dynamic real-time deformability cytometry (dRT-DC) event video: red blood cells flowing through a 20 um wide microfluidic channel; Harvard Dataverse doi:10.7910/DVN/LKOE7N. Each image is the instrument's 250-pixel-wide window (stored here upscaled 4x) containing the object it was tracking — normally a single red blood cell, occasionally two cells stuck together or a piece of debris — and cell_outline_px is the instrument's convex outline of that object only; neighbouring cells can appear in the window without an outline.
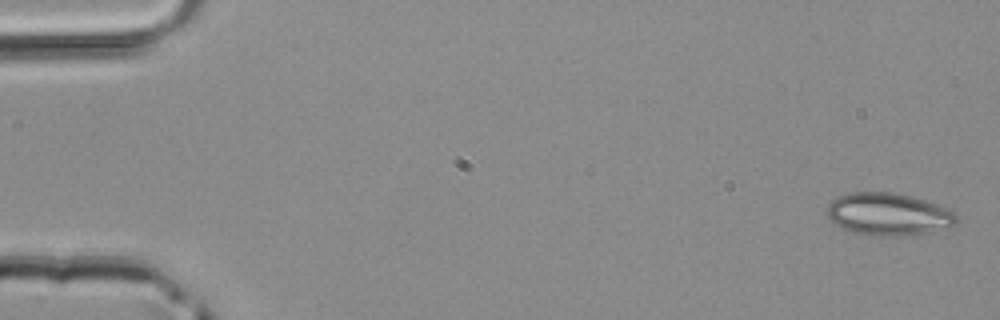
{"species": "common noctule bat (a hibernating species)", "species_latin": "Nyctalus noctula", "temperature_condition": "room temperature", "stored_images_in_passage": 7, "camera_frame_rate_fps": 3000, "um_per_image_px": 0.085, "animal": {"sex": "male", "body_mass_g": 20.4}, "frame": {"image": 1, "passage_image": 1, "time_ms": 0.0, "image_size_px": [1000, 320], "cell_outline_px": [[956, 224], [916, 236], [868, 236], [852, 232], [840, 228], [828, 220], [828, 204], [836, 196], [848, 192], [892, 192], [912, 196], [940, 204], [956, 212]], "centroid_in_image_um": [75.5, 18.22], "position_along_channel_um": 9.5, "area_um2": 32.77}}
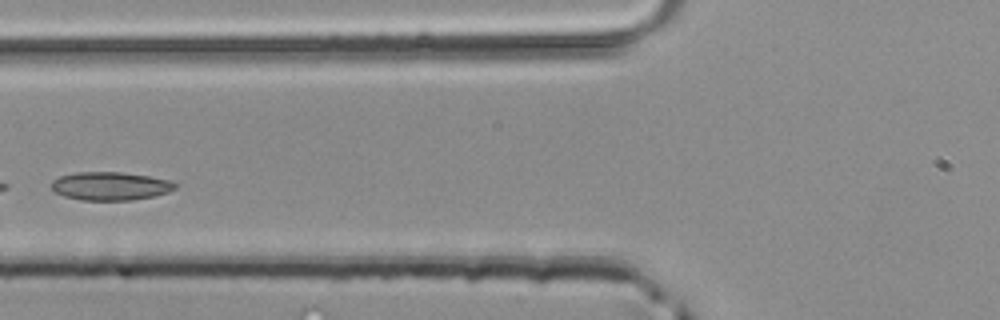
{"frame": {"image": 2, "passage_image": 7, "time_ms": 2.0, "image_size_px": [1000, 320], "cell_outline_px": [[176, 188], [168, 192], [156, 196], [132, 200], [80, 200], [64, 196], [56, 192], [52, 188], [52, 180], [60, 176], [76, 172], [120, 172], [148, 176], [172, 180], [176, 184]], "centroid_in_image_um": [9.4, 15.82], "position_along_channel_um": 116.4, "area_um2": 20.46}}